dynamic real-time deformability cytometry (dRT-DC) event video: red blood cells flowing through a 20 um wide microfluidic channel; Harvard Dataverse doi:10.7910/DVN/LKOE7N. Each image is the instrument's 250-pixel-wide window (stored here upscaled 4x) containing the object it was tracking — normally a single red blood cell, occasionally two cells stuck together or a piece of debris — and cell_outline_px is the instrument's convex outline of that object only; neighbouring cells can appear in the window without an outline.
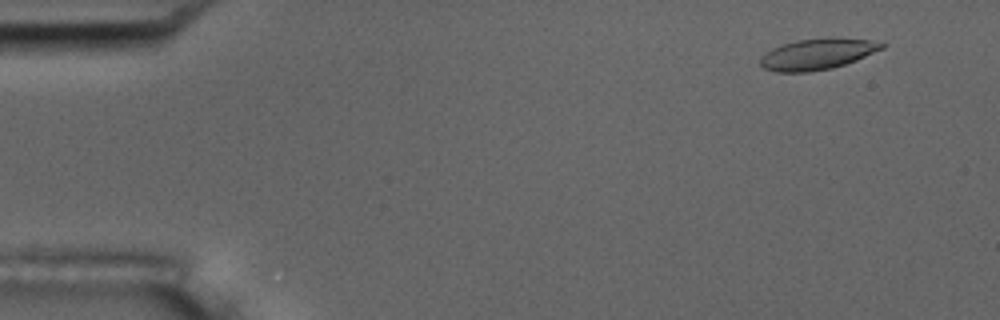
{"species": "common noctule bat (a hibernating species)", "species_latin": "Nyctalus noctula", "temperature_condition": "room temperature", "stored_images_in_passage": 16, "camera_frame_rate_fps": 3000, "um_per_image_px": 0.085, "animal": {"sex": "male", "body_mass_g": 17.5, "forearm_length_mm": 52.3}, "frame": {"image": 1, "passage_image": 5, "time_ms": 1.333, "image_size_px": [1000, 320], "cell_outline_px": [[888, 44], [884, 48], [856, 60], [832, 68], [808, 72], [776, 72], [764, 68], [760, 64], [760, 60], [772, 48], [796, 40], [828, 36], [868, 40]], "centroid_in_image_um": [69.51, 4.58], "position_along_channel_um": 15.5, "area_um2": 21.96}}